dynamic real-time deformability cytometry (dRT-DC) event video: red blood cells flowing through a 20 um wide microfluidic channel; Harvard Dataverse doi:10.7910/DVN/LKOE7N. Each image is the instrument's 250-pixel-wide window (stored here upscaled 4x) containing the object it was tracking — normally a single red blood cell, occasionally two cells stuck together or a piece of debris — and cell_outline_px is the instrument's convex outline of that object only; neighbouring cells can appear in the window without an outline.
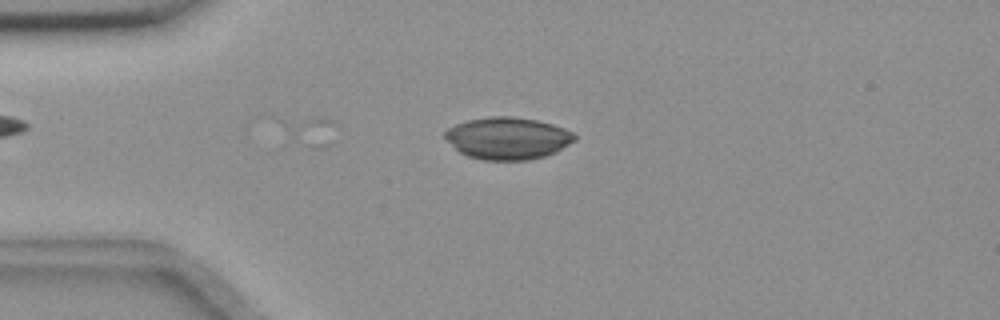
{"species": "common noctule bat (a hibernating species)", "species_latin": "Nyctalus noctula", "temperature_condition": "room temperature", "stored_images_in_passage": 7, "camera_frame_rate_fps": 3000, "um_per_image_px": 0.085, "animal": {"sex": "female", "body_mass_g": 18.4}, "frame": {"image": 1, "passage_image": 2, "time_ms": 0.333, "image_size_px": [1000, 320], "cell_outline_px": [[576, 140], [556, 152], [544, 156], [528, 160], [480, 160], [468, 156], [460, 152], [444, 136], [444, 132], [448, 128], [456, 124], [468, 120], [488, 116], [512, 116], [536, 120], [552, 124], [564, 128], [572, 132], [576, 136]], "centroid_in_image_um": [43.16, 11.75], "position_along_channel_um": 41.8, "area_um2": 31.79}}